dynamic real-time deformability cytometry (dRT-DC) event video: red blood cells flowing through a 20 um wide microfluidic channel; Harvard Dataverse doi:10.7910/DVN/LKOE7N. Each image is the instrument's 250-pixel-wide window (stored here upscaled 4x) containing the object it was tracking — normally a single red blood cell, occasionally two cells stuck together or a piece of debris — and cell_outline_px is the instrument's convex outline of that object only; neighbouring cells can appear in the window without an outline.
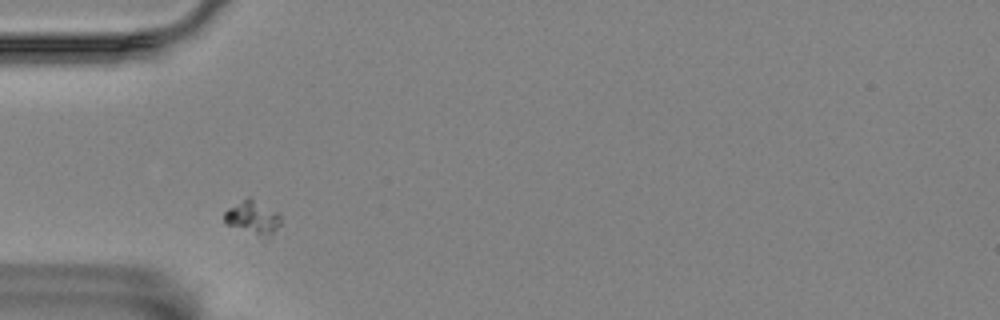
{"species": "Egyptian fruit bat (a non-hibernating species)", "species_latin": "Rousettus aegyptiacus", "temperature_condition": "room temperature", "stored_images_in_passage": 45, "camera_frame_rate_fps": 3000, "um_per_image_px": 0.085, "animal": {"sex": "female"}, "frame": {"image": 1, "passage_image": 4, "time_ms": 1.0, "image_size_px": [1000, 320], "cell_outline_px": [[280, 224], [268, 236], [228, 224], [224, 220], [224, 212], [228, 208], [248, 196], [252, 196], [276, 212], [280, 216]], "centroid_in_image_um": [21.47, 18.39], "position_along_channel_um": 63.5, "area_um2": 10.35}}
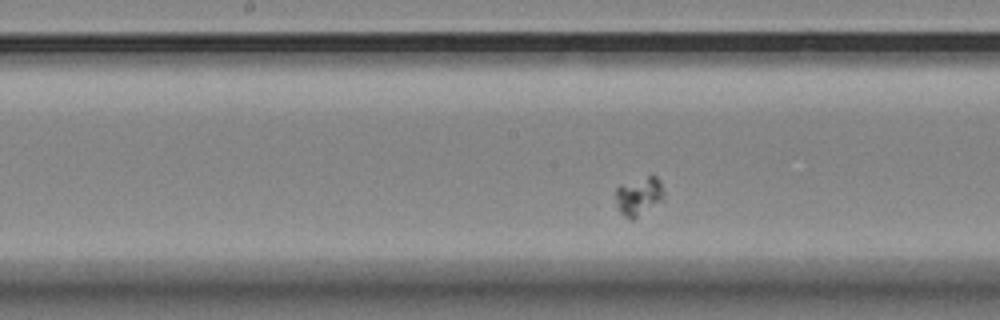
{"frame": {"image": 2, "passage_image": 16, "time_ms": 5.0, "image_size_px": [1000, 320], "cell_outline_px": [[664, 200], [632, 220], [624, 216], [620, 212], [616, 204], [616, 188], [620, 184], [648, 176], [656, 176], [660, 180], [664, 192]], "centroid_in_image_um": [54.31, 16.67], "position_along_channel_um": 193.9, "area_um2": 10.87}}
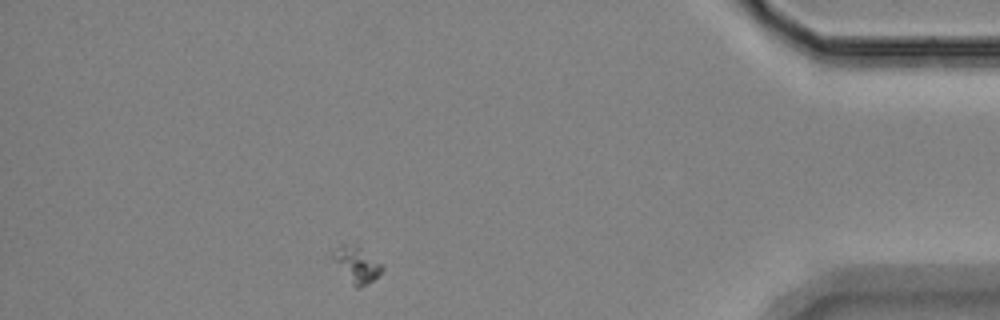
{"frame": {"image": 3, "passage_image": 39, "time_ms": 12.667, "image_size_px": [1000, 320], "cell_outline_px": [[384, 268], [372, 280], [360, 288], [356, 288], [352, 284], [332, 256], [332, 252], [340, 244], [360, 244], [384, 264]], "centroid_in_image_um": [30.38, 22.42], "position_along_channel_um": 404.8, "area_um2": 10.35}}